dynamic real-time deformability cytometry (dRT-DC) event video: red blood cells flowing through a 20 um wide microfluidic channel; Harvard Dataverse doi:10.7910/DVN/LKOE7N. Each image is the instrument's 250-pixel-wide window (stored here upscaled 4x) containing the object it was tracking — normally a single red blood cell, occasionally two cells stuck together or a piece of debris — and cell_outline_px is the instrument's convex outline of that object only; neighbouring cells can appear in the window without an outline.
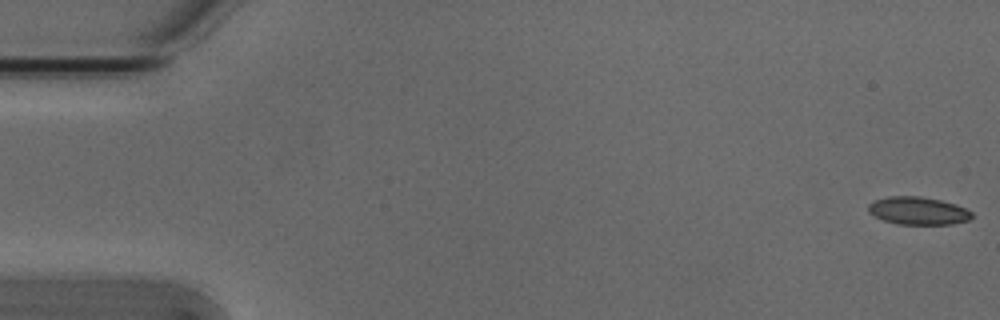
{"species": "Egyptian fruit bat (a non-hibernating species)", "species_latin": "Rousettus aegyptiacus", "temperature_condition": "cold", "stored_images_in_passage": 53, "camera_frame_rate_fps": 3000, "um_per_image_px": 0.085, "animal": {"sex": "male"}, "frame": {"image": 1, "passage_image": 1, "time_ms": 0.0, "image_size_px": [1000, 320], "cell_outline_px": [[972, 216], [968, 220], [952, 224], [900, 224], [884, 220], [868, 212], [868, 204], [872, 200], [888, 196], [920, 196], [940, 200], [956, 204], [972, 212]], "centroid_in_image_um": [78.01, 17.9], "position_along_channel_um": 7.0, "area_um2": 16.7}}
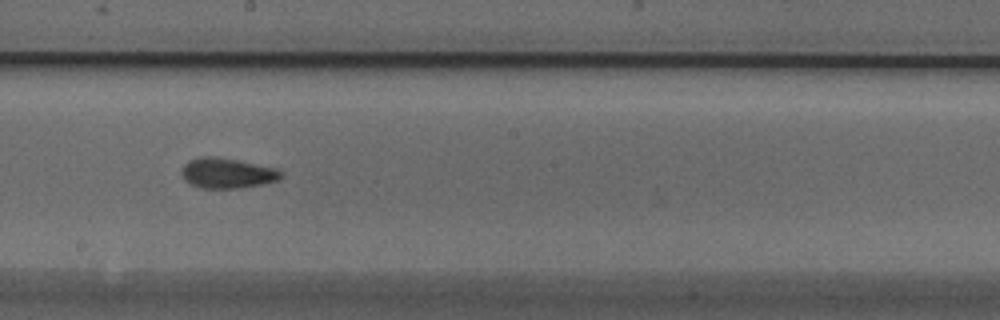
{"frame": {"image": 2, "passage_image": 30, "time_ms": 9.667, "image_size_px": [1000, 320], "cell_outline_px": [[284, 176], [280, 180], [264, 184], [236, 188], [204, 188], [192, 184], [184, 180], [180, 172], [184, 164], [188, 160], [200, 156], [216, 156], [276, 168], [284, 172]], "centroid_in_image_um": [19.33, 14.71], "position_along_channel_um": 228.9, "area_um2": 17.69}}
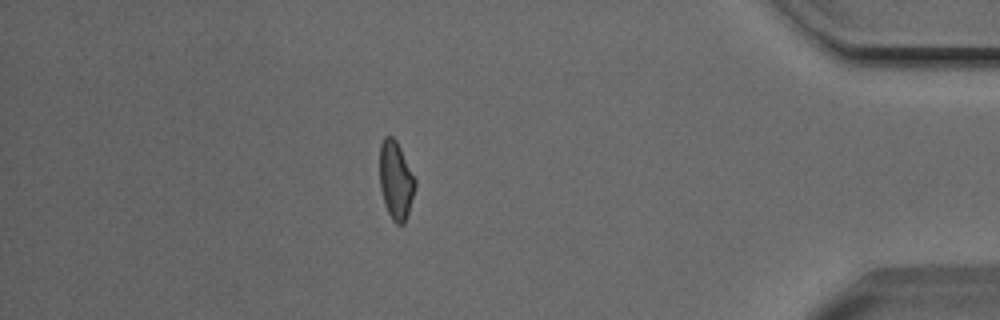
{"frame": {"image": 3, "passage_image": 47, "time_ms": 15.333, "image_size_px": [1000, 320], "cell_outline_px": [[416, 184], [408, 212], [404, 224], [396, 224], [392, 220], [384, 204], [380, 188], [380, 144], [384, 136], [392, 136], [396, 140], [416, 180]], "centroid_in_image_um": [33.63, 15.33], "position_along_channel_um": 401.6, "area_um2": 16.01}}